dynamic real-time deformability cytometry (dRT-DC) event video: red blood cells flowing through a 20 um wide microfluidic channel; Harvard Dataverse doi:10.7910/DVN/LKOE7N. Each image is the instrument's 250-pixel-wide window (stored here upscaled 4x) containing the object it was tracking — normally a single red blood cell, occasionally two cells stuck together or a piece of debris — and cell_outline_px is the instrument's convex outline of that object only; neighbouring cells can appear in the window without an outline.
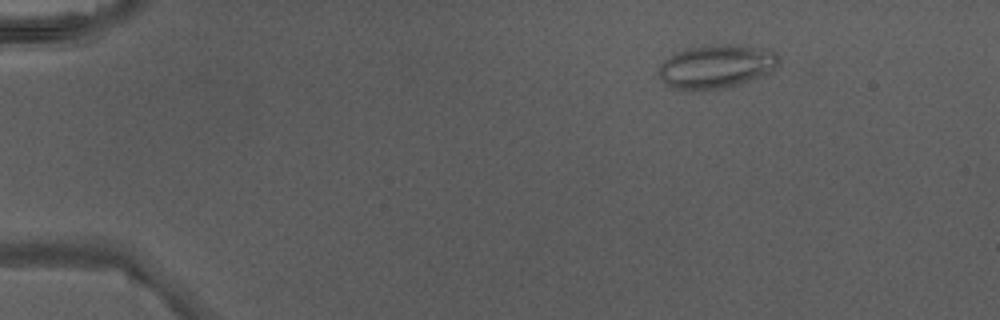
{"species": "Egyptian fruit bat (a non-hibernating species)", "species_latin": "Rousettus aegyptiacus", "temperature_condition": "warm", "stored_images_in_passage": 42, "camera_frame_rate_fps": 3000, "um_per_image_px": 0.085, "animal": {"sex": "male"}, "frame": {"image": 1, "passage_image": 2, "time_ms": 0.333, "image_size_px": [1000, 320], "cell_outline_px": [[780, 64], [772, 72], [740, 84], [724, 88], [700, 92], [688, 92], [672, 88], [664, 84], [656, 72], [660, 64], [664, 60], [676, 52], [688, 48], [704, 44], [728, 44], [772, 48], [780, 56]], "centroid_in_image_um": [60.89, 5.66], "position_along_channel_um": 24.1, "area_um2": 31.85}}
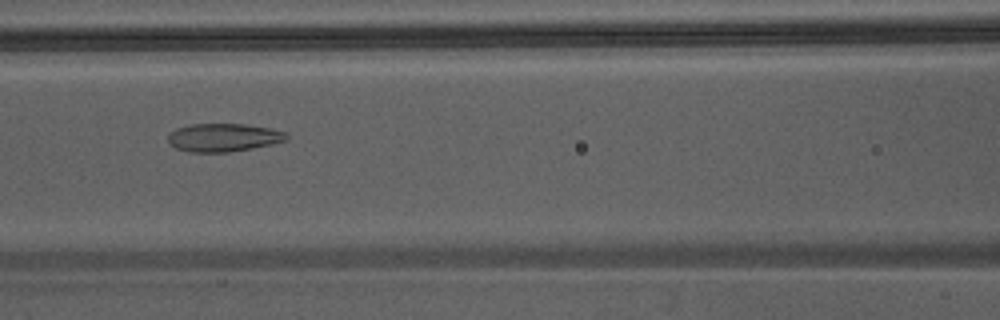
{"frame": {"image": 2, "passage_image": 17, "time_ms": 5.333, "image_size_px": [1000, 320], "cell_outline_px": [[288, 140], [272, 144], [252, 148], [228, 152], [188, 152], [176, 148], [168, 144], [168, 136], [176, 128], [192, 124], [244, 124], [268, 128], [284, 132], [288, 136]], "centroid_in_image_um": [18.97, 11.69], "position_along_channel_um": 147.6, "area_um2": 19.36}}
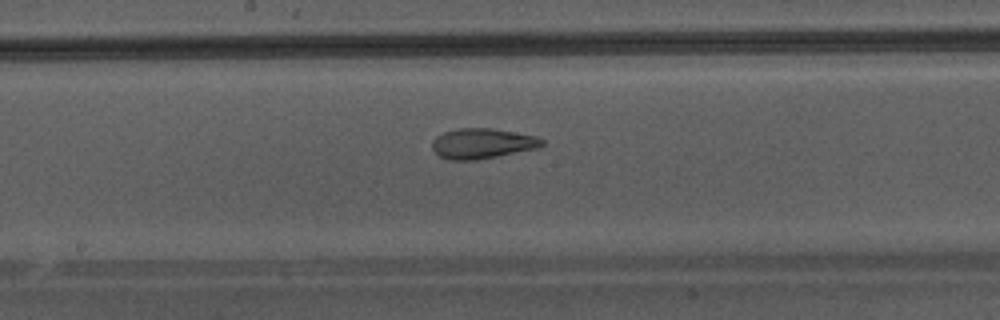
{"frame": {"image": 3, "passage_image": 21, "time_ms": 6.667, "image_size_px": [1000, 320], "cell_outline_px": [[544, 144], [540, 148], [496, 156], [472, 160], [448, 160], [440, 156], [432, 148], [432, 140], [436, 136], [444, 132], [456, 128], [492, 128], [536, 136], [544, 140]], "centroid_in_image_um": [40.99, 12.19], "position_along_channel_um": 207.2, "area_um2": 19.36}}